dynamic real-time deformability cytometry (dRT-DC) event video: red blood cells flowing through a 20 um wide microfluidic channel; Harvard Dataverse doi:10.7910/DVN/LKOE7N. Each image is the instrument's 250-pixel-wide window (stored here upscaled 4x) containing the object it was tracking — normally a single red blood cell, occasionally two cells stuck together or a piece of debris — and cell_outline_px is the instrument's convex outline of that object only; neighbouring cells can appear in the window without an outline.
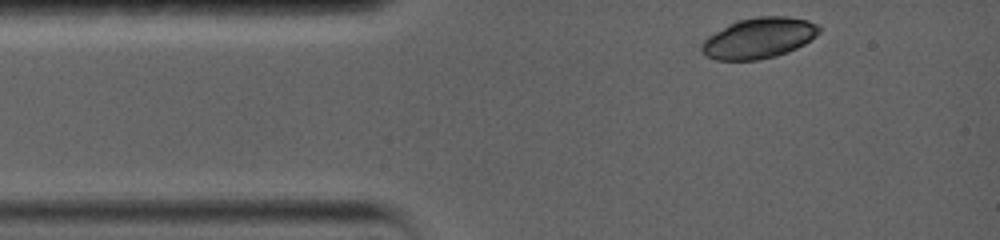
{"species": "common noctule bat (a hibernating species)", "species_latin": "Nyctalus noctula", "temperature_condition": "warm", "stored_images_in_passage": 4, "camera_frame_rate_fps": 5000, "um_per_image_px": 0.085, "animal": {"sex": "female", "body_mass_g": 19.0, "forearm_length_mm": 56.7}, "frame": {"image": 1, "passage_image": 1, "time_ms": 0.0, "image_size_px": [1000, 240], "cell_outline_px": [[820, 32], [816, 36], [804, 44], [788, 52], [776, 56], [756, 60], [716, 60], [700, 52], [700, 44], [708, 36], [728, 24], [740, 20], [756, 16], [788, 16], [808, 20], [816, 24], [820, 28]], "centroid_in_image_um": [64.49, 3.23], "position_along_channel_um": 20.5, "area_um2": 27.92}}